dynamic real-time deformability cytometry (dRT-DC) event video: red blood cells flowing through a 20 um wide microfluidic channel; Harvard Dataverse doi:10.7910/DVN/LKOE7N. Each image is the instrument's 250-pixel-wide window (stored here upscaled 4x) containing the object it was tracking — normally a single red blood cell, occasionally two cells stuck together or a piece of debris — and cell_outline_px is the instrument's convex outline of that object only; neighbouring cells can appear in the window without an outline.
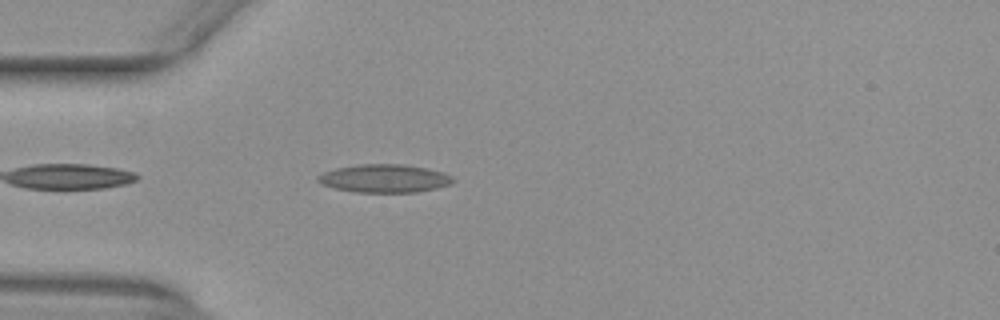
{"species": "common noctule bat (a hibernating species)", "species_latin": "Nyctalus noctula", "temperature_condition": "warm", "stored_images_in_passage": 34, "camera_frame_rate_fps": 3000, "um_per_image_px": 0.085, "animal": {"sex": "female", "body_mass_g": 29.2, "forearm_length_mm": 56.3}, "frame": {"image": 1, "passage_image": 3, "time_ms": 0.667, "image_size_px": [1000, 320], "cell_outline_px": [[456, 180], [452, 184], [436, 188], [416, 192], [356, 192], [336, 188], [324, 184], [316, 180], [316, 176], [324, 172], [336, 168], [360, 164], [404, 164], [428, 168], [444, 172], [452, 176]], "centroid_in_image_um": [32.73, 15.16], "position_along_channel_um": 52.3, "area_um2": 22.2}}
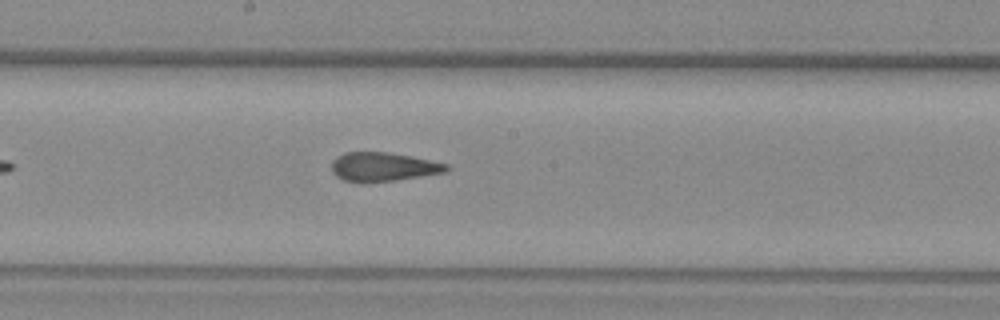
{"frame": {"image": 2, "passage_image": 16, "time_ms": 5.0, "image_size_px": [1000, 320], "cell_outline_px": [[448, 168], [444, 172], [396, 180], [344, 180], [336, 176], [332, 172], [332, 160], [336, 156], [344, 152], [388, 152], [412, 156], [448, 164]], "centroid_in_image_um": [32.55, 14.14], "position_along_channel_um": 215.6, "area_um2": 18.79}}
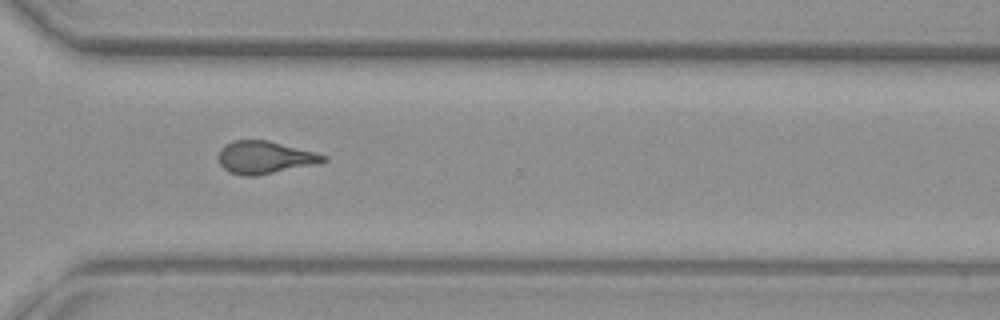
{"frame": {"image": 3, "passage_image": 26, "time_ms": 8.333, "image_size_px": [1000, 320], "cell_outline_px": [[328, 160], [320, 164], [256, 176], [244, 176], [228, 172], [220, 164], [220, 148], [224, 144], [232, 140], [268, 140], [316, 152], [328, 156]], "centroid_in_image_um": [22.56, 13.38], "position_along_channel_um": 348.0, "area_um2": 20.23}, "authors_computed_cell_mechanics": {"area_um2": 19.9988, "velocity_mm_per_s": 3.9831, "shape_relaxation_time_tau1_ms": null, "shape_relaxation_time_tau2_ms": 2.0474, "deformation_change_tau1": null, "deformation_change_tau2": 0.1017}}